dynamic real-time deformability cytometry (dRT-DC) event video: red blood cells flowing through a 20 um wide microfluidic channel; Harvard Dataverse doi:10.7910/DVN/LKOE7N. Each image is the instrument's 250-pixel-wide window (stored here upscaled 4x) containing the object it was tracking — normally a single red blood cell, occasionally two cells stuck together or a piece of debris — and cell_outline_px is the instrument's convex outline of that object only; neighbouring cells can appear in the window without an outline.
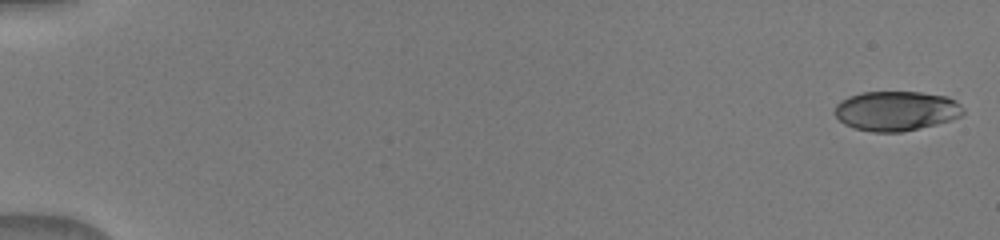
{"species": "human", "species_latin": "Homo sapiens", "temperature_condition": "warm", "stored_images_in_passage": 21, "camera_frame_rate_fps": 3000, "um_per_image_px": 0.085, "donor": {"sex": "male"}, "frame": {"image": 1, "passage_image": 1, "time_ms": 0.0, "image_size_px": [1000, 240], "cell_outline_px": [[964, 112], [960, 116], [952, 120], [936, 124], [900, 132], [872, 132], [852, 128], [844, 124], [836, 116], [836, 104], [840, 100], [848, 96], [860, 92], [920, 92], [948, 96], [956, 100], [964, 108]], "centroid_in_image_um": [76.18, 9.42], "position_along_channel_um": 8.8, "area_um2": 29.88}}
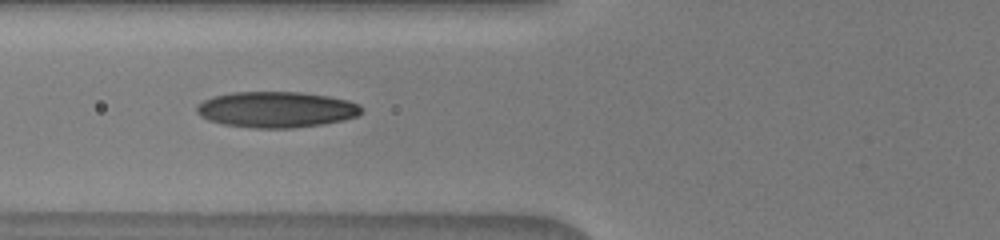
{"frame": {"image": 2, "passage_image": 15, "time_ms": 6.667, "image_size_px": [1000, 240], "cell_outline_px": [[360, 112], [356, 116], [344, 120], [320, 124], [292, 128], [252, 128], [224, 124], [208, 120], [200, 116], [196, 112], [196, 104], [212, 96], [232, 92], [300, 92], [328, 96], [348, 100], [360, 104]], "centroid_in_image_um": [23.44, 9.3], "position_along_channel_um": 102.4, "area_um2": 34.51}}
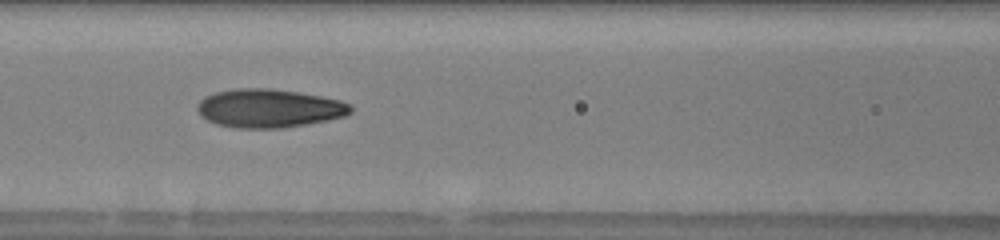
{"frame": {"image": 3, "passage_image": 17, "time_ms": 7.667, "image_size_px": [1000, 240], "cell_outline_px": [[352, 112], [344, 116], [328, 120], [308, 124], [280, 128], [236, 128], [216, 124], [200, 116], [196, 108], [196, 104], [204, 96], [216, 92], [236, 88], [268, 88], [300, 92], [340, 100], [348, 104], [352, 108]], "centroid_in_image_um": [22.83, 9.2], "position_along_channel_um": 143.8, "area_um2": 34.56}}